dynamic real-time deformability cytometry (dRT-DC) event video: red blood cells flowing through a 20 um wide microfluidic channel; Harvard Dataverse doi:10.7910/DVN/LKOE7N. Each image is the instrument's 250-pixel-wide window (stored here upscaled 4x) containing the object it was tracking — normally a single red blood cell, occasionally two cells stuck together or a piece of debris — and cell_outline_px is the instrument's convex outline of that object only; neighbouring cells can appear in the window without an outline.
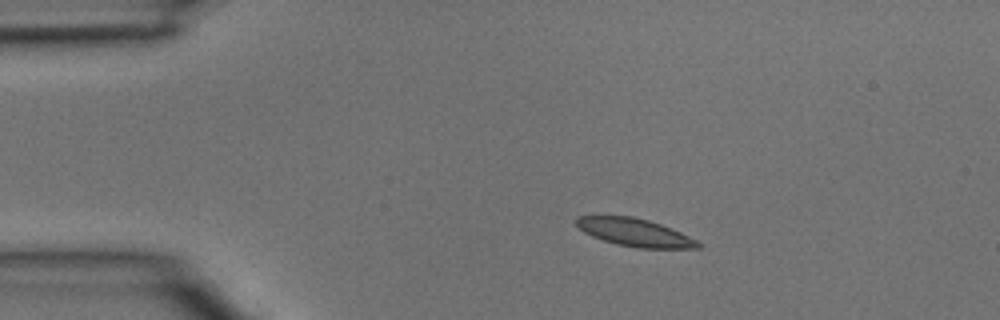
{"species": "common noctule bat (a hibernating species)", "species_latin": "Nyctalus noctula", "temperature_condition": "room temperature", "stored_images_in_passage": 3, "camera_frame_rate_fps": 3000, "um_per_image_px": 0.085, "animal": {"sex": "male", "body_mass_g": 15.6}, "frame": {"image": 1, "passage_image": 2, "time_ms": 0.333, "image_size_px": [1000, 320], "cell_outline_px": [[704, 244], [700, 248], [636, 248], [616, 244], [592, 236], [584, 232], [576, 224], [576, 216], [632, 216], [648, 220], [660, 224], [680, 232]], "centroid_in_image_um": [53.97, 19.76], "position_along_channel_um": 31.0, "area_um2": 19.59}}